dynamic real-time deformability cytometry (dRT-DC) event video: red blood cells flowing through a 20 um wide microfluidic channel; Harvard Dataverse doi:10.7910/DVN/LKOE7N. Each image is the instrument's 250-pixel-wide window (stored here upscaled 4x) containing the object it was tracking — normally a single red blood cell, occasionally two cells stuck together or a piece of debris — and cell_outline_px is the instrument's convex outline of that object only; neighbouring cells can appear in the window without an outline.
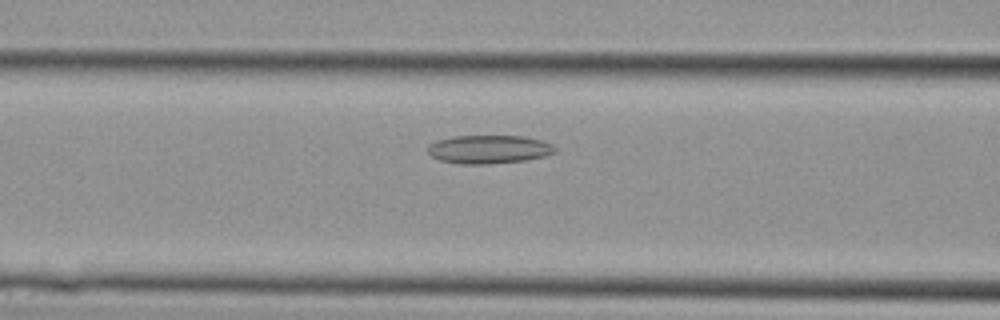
{"species": "Egyptian fruit bat (a non-hibernating species)", "species_latin": "Rousettus aegyptiacus", "temperature_condition": "cold", "stored_images_in_passage": 20, "camera_frame_rate_fps": 3000, "um_per_image_px": 0.085, "animal": {"sex": "female"}, "frame": {"image": 1, "passage_image": 5, "time_ms": 1.333, "image_size_px": [1000, 320], "cell_outline_px": [[556, 152], [544, 156], [524, 160], [484, 164], [460, 164], [440, 160], [432, 156], [428, 152], [428, 144], [436, 140], [452, 136], [520, 136], [540, 140], [552, 144], [556, 148]], "centroid_in_image_um": [41.52, 12.69], "position_along_channel_um": 125.1, "area_um2": 20.98}}
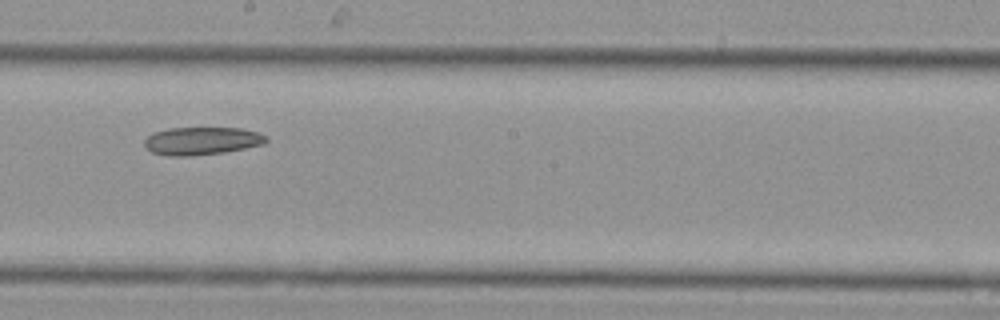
{"frame": {"image": 2, "passage_image": 10, "time_ms": 3.0, "image_size_px": [1000, 320], "cell_outline_px": [[268, 140], [264, 144], [224, 152], [192, 156], [168, 156], [152, 152], [144, 148], [144, 140], [152, 132], [168, 128], [240, 128], [256, 132], [264, 136]], "centroid_in_image_um": [17.08, 11.98], "position_along_channel_um": 231.1, "area_um2": 19.77}}
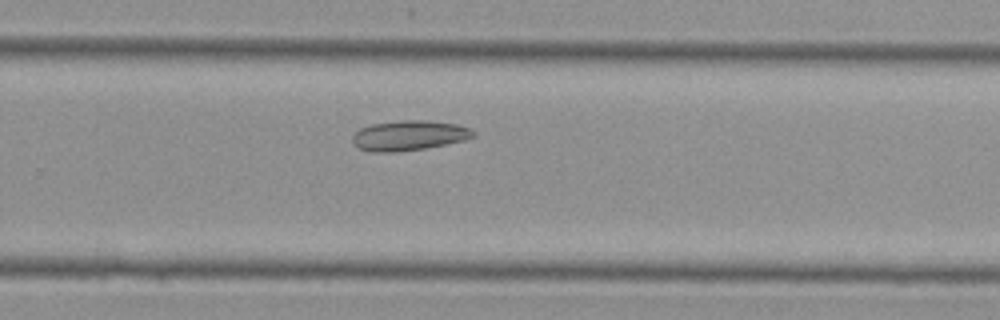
{"frame": {"image": 3, "passage_image": 13, "time_ms": 4.0, "image_size_px": [1000, 320], "cell_outline_px": [[476, 136], [464, 140], [424, 148], [396, 152], [372, 152], [360, 148], [352, 140], [352, 136], [360, 128], [372, 124], [404, 120], [428, 120], [456, 124], [468, 128], [476, 132]], "centroid_in_image_um": [34.78, 11.51], "position_along_channel_um": 295.0, "area_um2": 20.92}}